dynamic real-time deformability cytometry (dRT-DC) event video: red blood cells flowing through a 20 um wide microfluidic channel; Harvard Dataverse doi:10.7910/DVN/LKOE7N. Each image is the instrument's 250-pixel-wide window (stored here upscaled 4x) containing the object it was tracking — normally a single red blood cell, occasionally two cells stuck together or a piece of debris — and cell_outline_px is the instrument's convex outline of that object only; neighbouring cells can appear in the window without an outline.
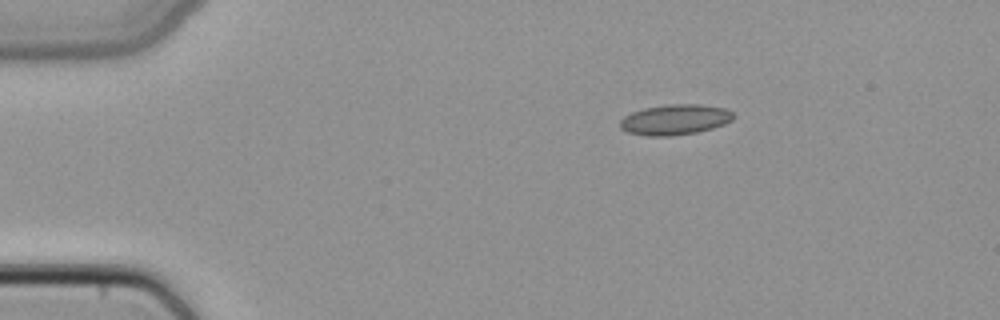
{"species": "common noctule bat (a hibernating species)", "species_latin": "Nyctalus noctula", "temperature_condition": "cold", "stored_images_in_passage": 2, "camera_frame_rate_fps": 3000, "um_per_image_px": 0.085, "animal": {"sex": "female", "body_mass_g": 22.7, "forearm_length_mm": 54.2}, "frame": {"image": 1, "passage_image": 1, "time_ms": 0.0, "image_size_px": [1000, 320], "cell_outline_px": [[736, 116], [732, 120], [724, 124], [712, 128], [696, 132], [672, 136], [648, 136], [628, 132], [620, 128], [620, 120], [624, 116], [632, 112], [644, 108], [668, 104], [700, 104], [724, 108], [732, 112]], "centroid_in_image_um": [57.37, 10.16], "position_along_channel_um": 27.6, "area_um2": 20.11}}